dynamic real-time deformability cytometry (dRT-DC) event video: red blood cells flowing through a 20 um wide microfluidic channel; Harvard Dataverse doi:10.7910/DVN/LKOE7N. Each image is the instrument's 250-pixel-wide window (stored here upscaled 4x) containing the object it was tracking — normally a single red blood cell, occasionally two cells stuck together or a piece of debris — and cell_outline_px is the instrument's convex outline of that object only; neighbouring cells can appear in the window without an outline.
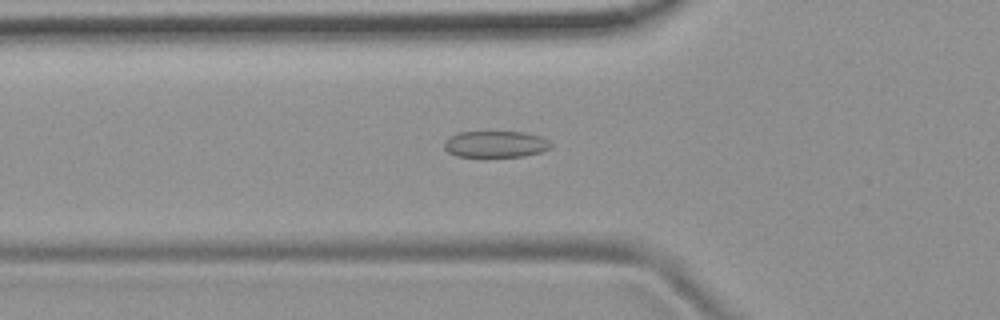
{"species": "common noctule bat (a hibernating species)", "species_latin": "Nyctalus noctula", "temperature_condition": "room temperature", "stored_images_in_passage": 54, "camera_frame_rate_fps": 3000, "um_per_image_px": 0.085, "animal": {"sex": "female", "body_mass_g": 19.9}, "frame": {"image": 1, "passage_image": 18, "time_ms": 5.667, "image_size_px": [1000, 320], "cell_outline_px": [[552, 148], [540, 152], [524, 156], [456, 156], [448, 152], [444, 148], [444, 140], [448, 136], [456, 132], [524, 132], [540, 136], [548, 140], [552, 144]], "centroid_in_image_um": [42.1, 12.24], "position_along_channel_um": 83.7, "area_um2": 16.53}}
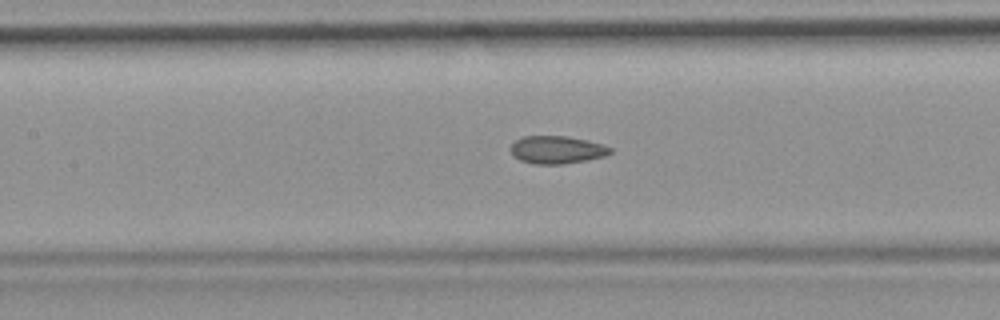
{"frame": {"image": 2, "passage_image": 24, "time_ms": 7.667, "image_size_px": [1000, 320], "cell_outline_px": [[612, 152], [608, 156], [588, 160], [564, 164], [532, 164], [520, 160], [512, 156], [512, 144], [516, 140], [524, 136], [568, 136], [588, 140], [604, 144], [612, 148]], "centroid_in_image_um": [47.39, 12.74], "position_along_channel_um": 160.0, "area_um2": 16.36}}
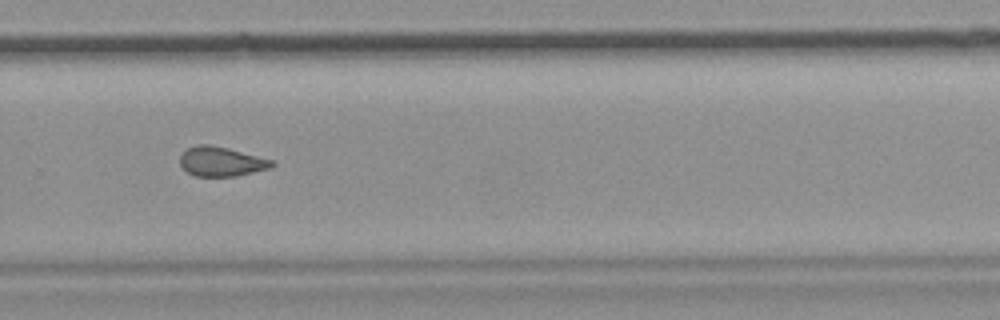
{"frame": {"image": 3, "passage_image": 36, "time_ms": 11.667, "image_size_px": [1000, 320], "cell_outline_px": [[276, 164], [272, 168], [236, 176], [196, 176], [188, 172], [180, 164], [180, 156], [188, 148], [196, 144], [208, 144], [228, 148], [272, 160]], "centroid_in_image_um": [18.83, 13.73], "position_along_channel_um": 311.0, "area_um2": 15.72}, "authors_computed_cell_mechanics": {"area_um2": 16.6753, "velocity_mm_per_s": 3.7879, "shape_relaxation_time_tau1_ms": null, "shape_relaxation_time_tau2_ms": 1.9874, "deformation_change_tau1": null, "deformation_change_tau2": 0.0866}}